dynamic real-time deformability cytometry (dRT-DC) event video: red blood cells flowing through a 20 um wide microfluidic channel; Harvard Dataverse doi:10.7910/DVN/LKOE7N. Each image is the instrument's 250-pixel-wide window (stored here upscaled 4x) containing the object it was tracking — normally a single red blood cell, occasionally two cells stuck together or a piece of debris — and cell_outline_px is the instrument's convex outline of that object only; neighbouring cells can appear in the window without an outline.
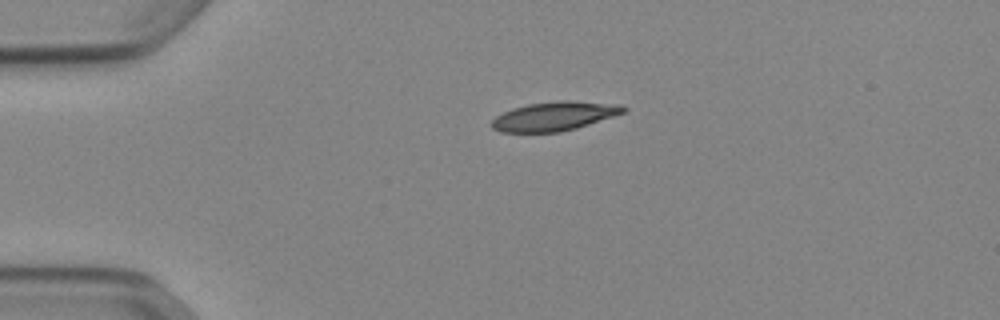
{"species": "Egyptian fruit bat (a non-hibernating species)", "species_latin": "Rousettus aegyptiacus", "temperature_condition": "cold", "stored_images_in_passage": 41, "camera_frame_rate_fps": 3000, "um_per_image_px": 0.085, "animal": {"sex": "female"}, "frame": {"image": 1, "passage_image": 1, "time_ms": 0.0, "image_size_px": [1000, 320], "cell_outline_px": [[628, 108], [624, 112], [576, 128], [560, 132], [500, 132], [492, 128], [488, 124], [496, 116], [512, 108], [528, 104], [556, 100], [568, 100], [624, 104]], "centroid_in_image_um": [47.1, 9.86], "position_along_channel_um": 37.9, "area_um2": 22.43}}
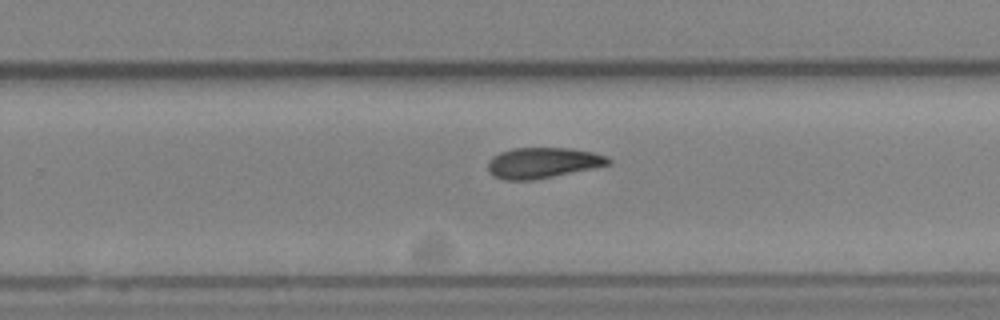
{"frame": {"image": 2, "passage_image": 23, "time_ms": 7.333, "image_size_px": [1000, 320], "cell_outline_px": [[612, 164], [532, 180], [504, 180], [488, 172], [488, 160], [492, 156], [500, 152], [512, 148], [568, 148], [592, 152], [608, 156], [612, 160]], "centroid_in_image_um": [46.13, 13.83], "position_along_channel_um": 283.7, "area_um2": 21.44}}
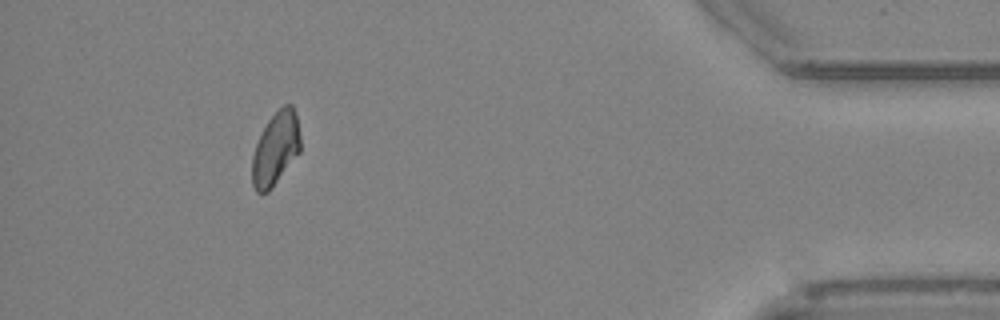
{"frame": {"image": 3, "passage_image": 37, "time_ms": 12.0, "image_size_px": [1000, 320], "cell_outline_px": [[300, 152], [272, 188], [268, 192], [256, 192], [252, 184], [252, 156], [256, 144], [268, 120], [284, 104], [292, 104], [296, 116], [300, 136]], "centroid_in_image_um": [23.43, 12.66], "position_along_channel_um": 411.8, "area_um2": 20.4}, "authors_computed_cell_mechanics": {"area_um2": 21.675, "velocity_mm_per_s": 3.8945, "shape_relaxation_time_tau1_ms": 9.3605, "shape_relaxation_time_tau2_ms": 10.2198, "deformation_change_tau1": 0.2017, "deformation_change_tau2": 0.1604}}